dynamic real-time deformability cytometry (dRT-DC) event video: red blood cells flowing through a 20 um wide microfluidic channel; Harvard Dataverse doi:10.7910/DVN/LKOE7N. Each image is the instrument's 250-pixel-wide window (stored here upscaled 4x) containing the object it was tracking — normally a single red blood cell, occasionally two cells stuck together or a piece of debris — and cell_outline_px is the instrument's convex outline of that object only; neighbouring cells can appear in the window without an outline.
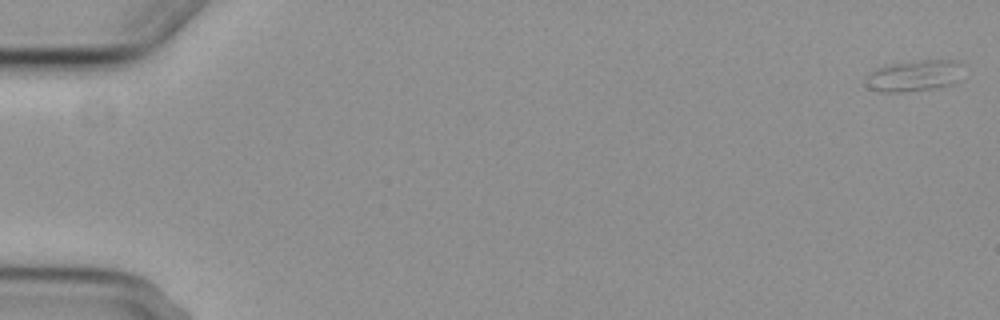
{"species": "common noctule bat (a hibernating species)", "species_latin": "Nyctalus noctula", "temperature_condition": "cold", "stored_images_in_passage": 5, "camera_frame_rate_fps": 3000, "um_per_image_px": 0.085, "animal": {"sex": "female", "body_mass_g": 29.2, "forearm_length_mm": 56.3}, "frame": {"image": 1, "passage_image": 1, "time_ms": 0.0, "image_size_px": [1000, 320], "cell_outline_px": [[964, 64], [952, 84], [936, 88], [904, 92], [880, 92], [868, 88], [864, 84], [868, 72], [884, 64], [920, 60], [964, 60]], "centroid_in_image_um": [77.64, 6.42], "position_along_channel_um": 7.4, "area_um2": 18.09}}
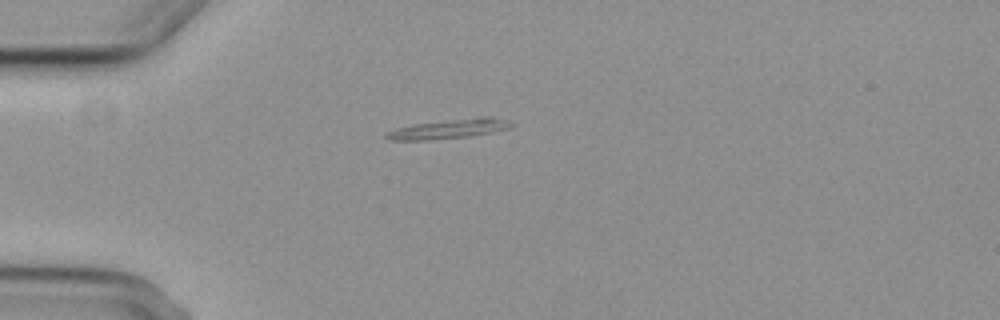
{"frame": {"image": 2, "passage_image": 4, "time_ms": 5.0, "image_size_px": [1000, 320], "cell_outline_px": [[516, 124], [508, 128], [492, 132], [468, 136], [428, 140], [388, 140], [384, 136], [388, 132], [396, 128], [412, 124], [476, 116], [492, 116], [508, 120]], "centroid_in_image_um": [38.2, 10.93], "position_along_channel_um": 46.8, "area_um2": 14.33}}